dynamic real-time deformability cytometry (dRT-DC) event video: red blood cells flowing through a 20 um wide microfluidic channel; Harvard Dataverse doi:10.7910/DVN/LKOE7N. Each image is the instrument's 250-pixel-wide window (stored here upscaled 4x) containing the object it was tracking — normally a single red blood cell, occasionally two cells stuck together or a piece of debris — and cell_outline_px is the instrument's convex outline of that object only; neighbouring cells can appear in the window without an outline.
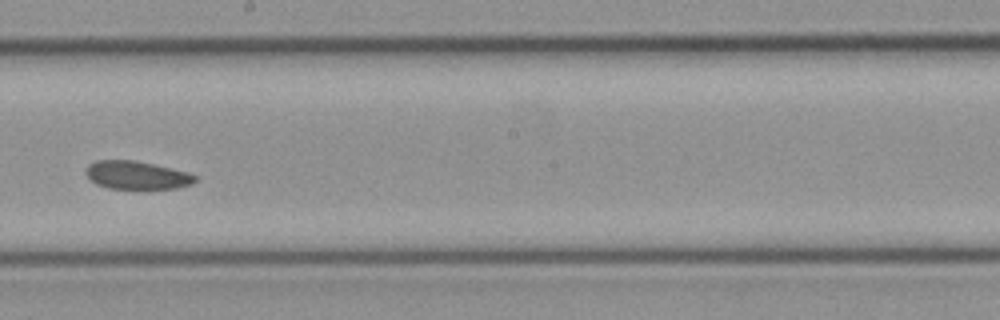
{"species": "common noctule bat (a hibernating species)", "species_latin": "Nyctalus noctula", "temperature_condition": "cold", "stored_images_in_passage": 28, "camera_frame_rate_fps": 3000, "um_per_image_px": 0.085, "animal": {"sex": "female", "body_mass_g": 21.9}, "frame": {"image": 1, "passage_image": 16, "time_ms": 5.0, "image_size_px": [1000, 320], "cell_outline_px": [[196, 180], [192, 184], [176, 188], [108, 188], [96, 184], [84, 172], [88, 164], [96, 160], [136, 160], [188, 172], [196, 176]], "centroid_in_image_um": [11.6, 14.87], "position_along_channel_um": 236.6, "area_um2": 17.8}}